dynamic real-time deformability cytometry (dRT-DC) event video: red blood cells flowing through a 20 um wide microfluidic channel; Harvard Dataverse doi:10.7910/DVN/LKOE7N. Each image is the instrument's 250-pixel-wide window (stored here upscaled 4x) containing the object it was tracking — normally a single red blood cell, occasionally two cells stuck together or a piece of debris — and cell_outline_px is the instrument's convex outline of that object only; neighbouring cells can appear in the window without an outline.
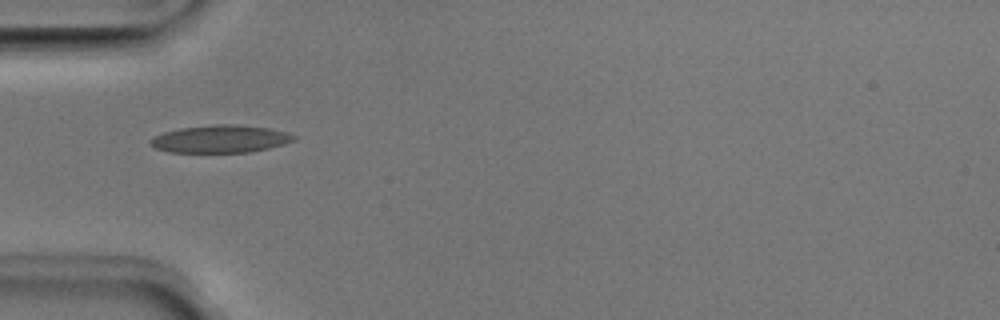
{"species": "Egyptian fruit bat (a non-hibernating species)", "species_latin": "Rousettus aegyptiacus", "temperature_condition": "room temperature", "stored_images_in_passage": 35, "camera_frame_rate_fps": 3000, "um_per_image_px": 0.085, "animal": {"sex": "male"}, "frame": {"image": 1, "passage_image": 1, "time_ms": 0.0, "image_size_px": [1000, 320], "cell_outline_px": [[296, 140], [284, 144], [252, 152], [168, 152], [156, 148], [148, 140], [152, 136], [164, 132], [180, 128], [212, 124], [236, 124], [268, 128], [288, 132], [296, 136]], "centroid_in_image_um": [18.74, 11.8], "position_along_channel_um": 66.3, "area_um2": 23.18}}
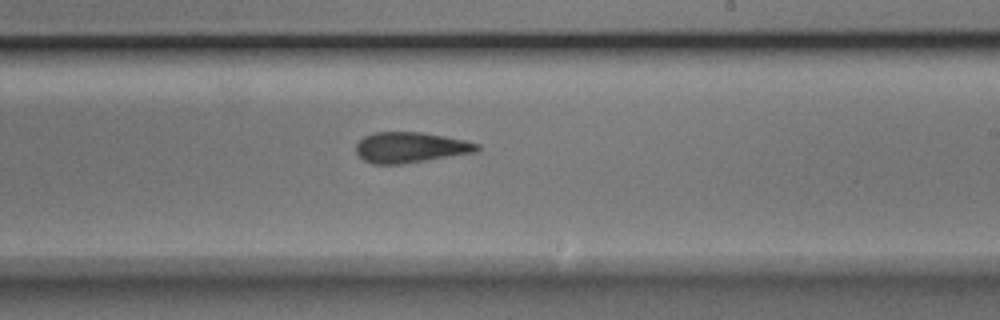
{"frame": {"image": 2, "passage_image": 15, "time_ms": 4.667, "image_size_px": [1000, 320], "cell_outline_px": [[480, 148], [476, 152], [400, 164], [372, 164], [364, 160], [356, 152], [356, 144], [364, 136], [372, 132], [420, 132], [444, 136], [464, 140], [480, 144]], "centroid_in_image_um": [34.87, 12.52], "position_along_channel_um": 254.1, "area_um2": 21.44}}
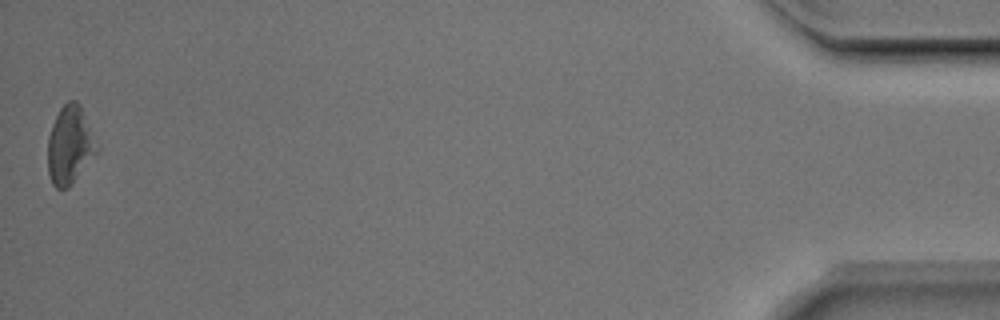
{"frame": {"image": 3, "passage_image": 35, "time_ms": 11.333, "image_size_px": [1000, 320], "cell_outline_px": [[100, 148], [68, 188], [56, 188], [52, 184], [48, 172], [48, 136], [52, 124], [60, 108], [68, 100], [76, 100], [80, 104]], "centroid_in_image_um": [5.94, 12.31], "position_along_channel_um": 429.3, "area_um2": 22.25}, "authors_computed_cell_mechanics": {"area_um2": 21.9062, "velocity_mm_per_s": 4.0386, "shape_relaxation_time_tau1_ms": 6.6765, "shape_relaxation_time_tau2_ms": 3.496, "deformation_change_tau1": 0.1514, "deformation_change_tau2": 0.1242}}